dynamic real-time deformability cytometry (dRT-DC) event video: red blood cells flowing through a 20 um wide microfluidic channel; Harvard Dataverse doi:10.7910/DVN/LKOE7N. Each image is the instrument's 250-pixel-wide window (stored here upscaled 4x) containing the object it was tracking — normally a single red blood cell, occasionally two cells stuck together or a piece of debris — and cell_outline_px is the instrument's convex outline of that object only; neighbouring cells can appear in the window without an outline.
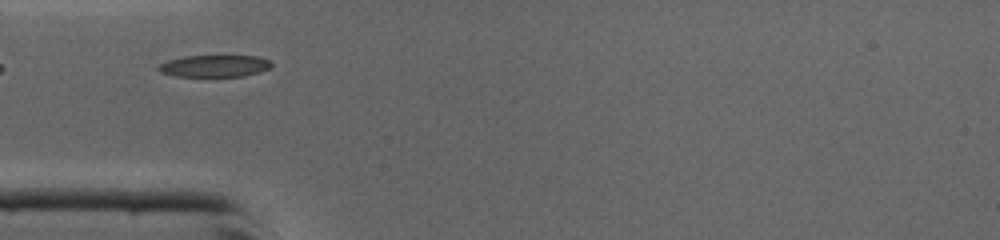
{"species": "common noctule bat (a hibernating species)", "species_latin": "Nyctalus noctula", "temperature_condition": "cold", "stored_images_in_passage": 24, "camera_frame_rate_fps": 3000, "um_per_image_px": 0.085, "animal": {"sex": "male", "body_mass_g": 19.0, "forearm_length_mm": 50.8}, "frame": {"image": 1, "passage_image": 1, "time_ms": 0.0, "image_size_px": [1000, 240], "cell_outline_px": [[272, 64], [268, 68], [260, 72], [244, 76], [176, 76], [160, 72], [156, 68], [160, 64], [168, 60], [184, 56], [256, 56], [272, 60]], "centroid_in_image_um": [18.24, 5.6], "position_along_channel_um": 66.8, "area_um2": 14.39}}
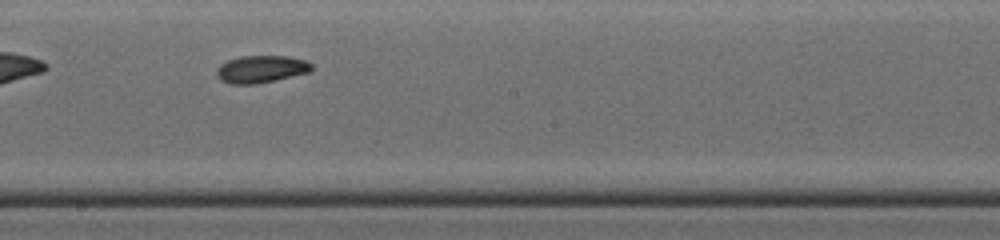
{"frame": {"image": 2, "passage_image": 12, "time_ms": 3.667, "image_size_px": [1000, 240], "cell_outline_px": [[312, 68], [308, 72], [276, 80], [252, 84], [228, 84], [220, 80], [216, 76], [216, 68], [220, 64], [228, 60], [240, 56], [288, 56], [304, 60], [312, 64]], "centroid_in_image_um": [22.13, 5.88], "position_along_channel_um": 226.1, "area_um2": 15.14}}
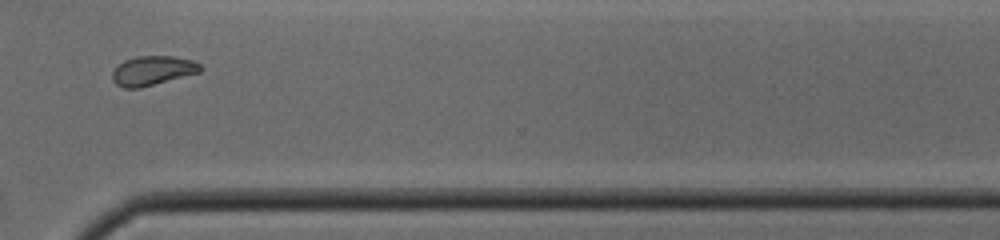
{"frame": {"image": 3, "passage_image": 21, "time_ms": 6.667, "image_size_px": [1000, 240], "cell_outline_px": [[204, 68], [200, 72], [140, 88], [124, 88], [116, 84], [112, 80], [112, 72], [124, 60], [136, 56], [172, 56], [192, 60], [200, 64]], "centroid_in_image_um": [12.98, 6.0], "position_along_channel_um": 357.6, "area_um2": 15.03}, "authors_computed_cell_mechanics": {"area_um2": 14.9702, "velocity_mm_per_s": 4.3565, "shape_relaxation_time_tau1_ms": 10.6584, "shape_relaxation_time_tau2_ms": 4.6943, "deformation_change_tau1": 0.2077, "deformation_change_tau2": 0.0842}}